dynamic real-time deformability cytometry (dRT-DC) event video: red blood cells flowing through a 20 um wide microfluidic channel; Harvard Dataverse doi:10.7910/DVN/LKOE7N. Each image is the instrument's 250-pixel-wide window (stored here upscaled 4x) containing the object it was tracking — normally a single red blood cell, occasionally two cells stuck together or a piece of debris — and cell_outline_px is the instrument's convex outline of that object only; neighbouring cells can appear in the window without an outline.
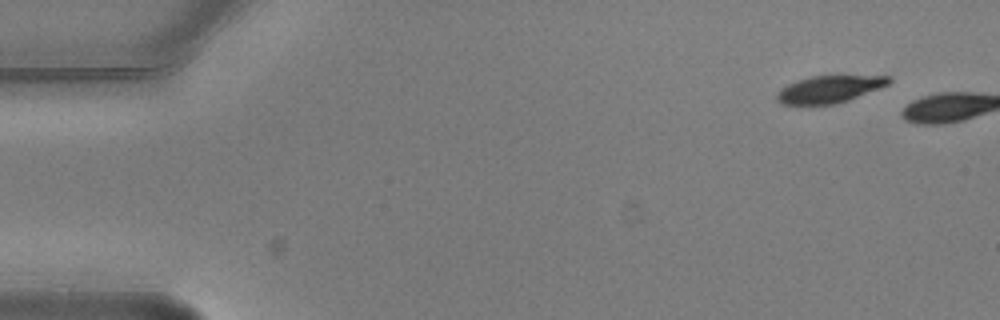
{"species": "common noctule bat (a hibernating species)", "species_latin": "Nyctalus noctula", "temperature_condition": "warm", "stored_images_in_passage": 2, "camera_frame_rate_fps": 3000, "um_per_image_px": 0.085, "animal": {"sex": "male", "body_mass_g": 20.5, "forearm_length_mm": 52.5}, "frame": {"image": 1, "passage_image": 1, "time_ms": 0.0, "image_size_px": [1000, 320], "cell_outline_px": [[892, 80], [888, 84], [848, 100], [836, 104], [780, 104], [776, 100], [776, 96], [780, 88], [796, 80], [812, 76], [840, 72], [892, 76]], "centroid_in_image_um": [70.55, 7.5], "position_along_channel_um": 14.4, "area_um2": 18.67}}